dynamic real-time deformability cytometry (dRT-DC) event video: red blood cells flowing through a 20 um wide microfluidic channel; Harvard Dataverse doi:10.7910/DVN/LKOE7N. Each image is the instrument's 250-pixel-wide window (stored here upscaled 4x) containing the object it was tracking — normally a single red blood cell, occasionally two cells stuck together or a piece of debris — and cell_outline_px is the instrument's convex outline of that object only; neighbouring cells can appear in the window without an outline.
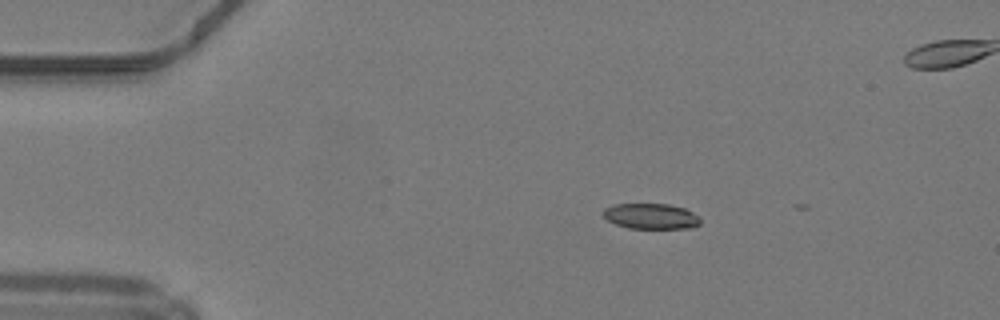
{"species": "common noctule bat (a hibernating species)", "species_latin": "Nyctalus noctula", "temperature_condition": "warm", "stored_images_in_passage": 2, "camera_frame_rate_fps": 3000, "um_per_image_px": 0.085, "animal": {"sex": "male", "body_mass_g": 19.2, "forearm_length_mm": 51.8}, "frame": {"image": 1, "passage_image": 1, "time_ms": 0.0, "image_size_px": [1000, 320], "cell_outline_px": [[700, 224], [692, 228], [628, 228], [616, 224], [608, 220], [600, 212], [604, 208], [612, 204], [668, 204], [684, 208], [700, 216]], "centroid_in_image_um": [55.32, 18.37], "position_along_channel_um": 29.7, "area_um2": 14.57}}